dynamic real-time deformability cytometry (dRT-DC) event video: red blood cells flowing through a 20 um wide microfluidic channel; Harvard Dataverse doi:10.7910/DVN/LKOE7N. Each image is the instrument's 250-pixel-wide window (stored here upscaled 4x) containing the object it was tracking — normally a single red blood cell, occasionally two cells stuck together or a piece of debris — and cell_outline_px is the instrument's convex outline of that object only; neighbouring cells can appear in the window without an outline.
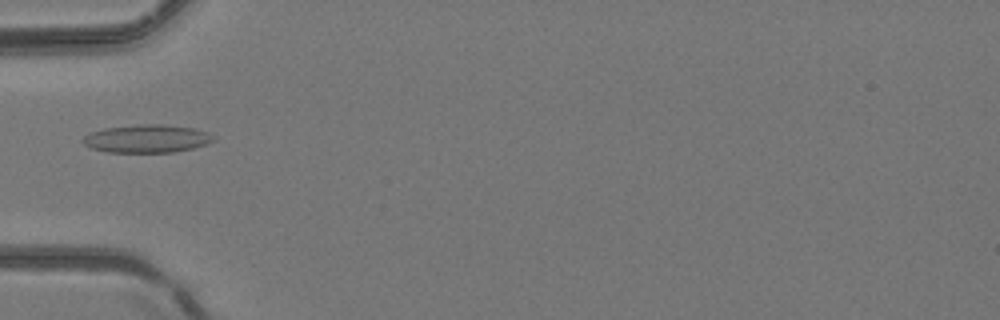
{"species": "common noctule bat (a hibernating species)", "species_latin": "Nyctalus noctula", "temperature_condition": "room temperature", "stored_images_in_passage": 4, "camera_frame_rate_fps": 3000, "um_per_image_px": 0.085, "animal": {"sex": "female", "body_mass_g": 24.6, "forearm_length_mm": 56.2}, "frame": {"image": 1, "passage_image": 4, "time_ms": 1.0, "image_size_px": [1000, 320], "cell_outline_px": [[216, 140], [192, 148], [176, 152], [108, 152], [92, 148], [84, 144], [80, 140], [84, 136], [92, 132], [104, 128], [140, 124], [164, 124], [192, 128], [208, 132], [216, 136]], "centroid_in_image_um": [12.5, 11.78], "position_along_channel_um": 72.5, "area_um2": 21.33}}